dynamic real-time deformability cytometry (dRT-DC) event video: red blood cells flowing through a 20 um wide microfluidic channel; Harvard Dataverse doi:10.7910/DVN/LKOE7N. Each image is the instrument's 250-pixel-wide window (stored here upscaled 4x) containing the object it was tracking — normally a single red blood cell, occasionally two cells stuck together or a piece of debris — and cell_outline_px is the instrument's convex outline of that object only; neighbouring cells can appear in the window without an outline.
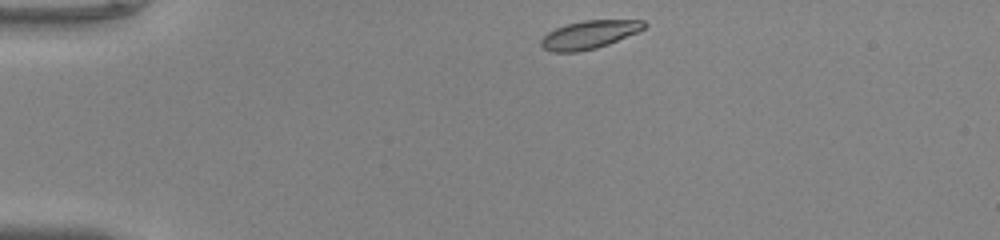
{"species": "common noctule bat (a hibernating species)", "species_latin": "Nyctalus noctula", "temperature_condition": "warm", "stored_images_in_passage": 41, "camera_frame_rate_fps": 3000, "um_per_image_px": 0.085, "animal": {"sex": "male", "body_mass_g": 20.0, "forearm_length_mm": 53.3}, "frame": {"image": 1, "passage_image": 1, "time_ms": 0.0, "image_size_px": [1000, 240], "cell_outline_px": [[648, 24], [644, 28], [636, 32], [608, 44], [596, 48], [576, 52], [552, 52], [544, 48], [540, 44], [540, 40], [548, 32], [556, 28], [568, 24], [584, 20], [644, 20]], "centroid_in_image_um": [50.07, 2.94], "position_along_channel_um": 34.9, "area_um2": 16.7}}
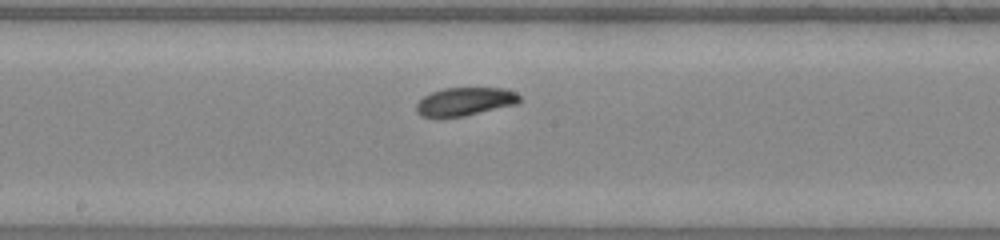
{"frame": {"image": 2, "passage_image": 18, "time_ms": 5.667, "image_size_px": [1000, 240], "cell_outline_px": [[520, 100], [516, 104], [464, 116], [436, 120], [420, 116], [416, 112], [416, 104], [424, 96], [432, 92], [444, 88], [504, 88], [516, 92], [520, 96]], "centroid_in_image_um": [39.45, 8.67], "position_along_channel_um": 208.7, "area_um2": 17.4}}
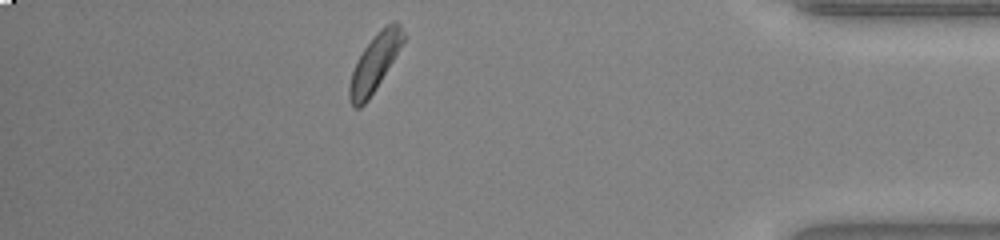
{"frame": {"image": 3, "passage_image": 35, "time_ms": 11.333, "image_size_px": [1000, 240], "cell_outline_px": [[408, 36], [376, 88], [368, 100], [360, 108], [352, 108], [348, 100], [348, 88], [352, 72], [356, 60], [364, 48], [376, 32], [380, 28], [392, 20], [396, 20], [400, 24]], "centroid_in_image_um": [31.86, 5.31], "position_along_channel_um": 403.3, "area_um2": 18.32}, "authors_computed_cell_mechanics": {"area_um2": 17.629, "velocity_mm_per_s": 4.0845, "shape_relaxation_time_tau1_ms": 3.0009, "shape_relaxation_time_tau2_ms": null, "deformation_change_tau1": 0.1224, "deformation_change_tau2": null}}